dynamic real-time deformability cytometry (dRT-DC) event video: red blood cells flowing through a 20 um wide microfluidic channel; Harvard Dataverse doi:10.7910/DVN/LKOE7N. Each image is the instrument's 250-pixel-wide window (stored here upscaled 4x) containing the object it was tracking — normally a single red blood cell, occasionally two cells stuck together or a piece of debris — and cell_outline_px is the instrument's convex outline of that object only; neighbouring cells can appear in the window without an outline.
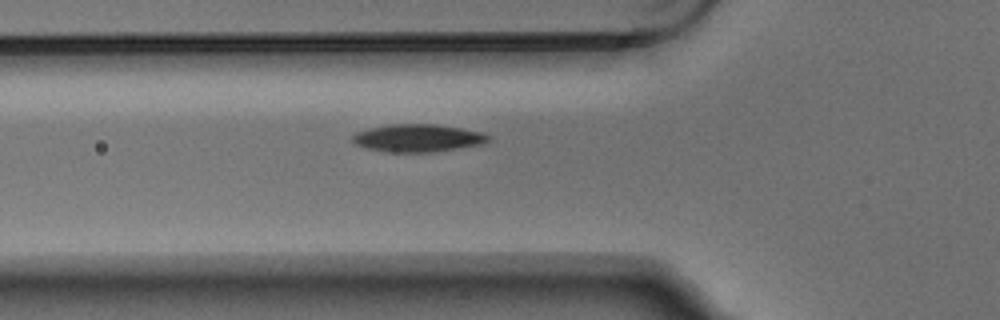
{"species": "Egyptian fruit bat (a non-hibernating species)", "species_latin": "Rousettus aegyptiacus", "temperature_condition": "warm", "stored_images_in_passage": 7, "camera_frame_rate_fps": 3000, "um_per_image_px": 0.085, "animal": {"sex": "male"}, "frame": {"image": 1, "passage_image": 7, "time_ms": 2.0, "image_size_px": [1000, 320], "cell_outline_px": [[492, 140], [484, 144], [432, 152], [388, 152], [364, 148], [356, 144], [352, 140], [352, 136], [356, 132], [368, 128], [388, 124], [436, 124], [484, 132], [492, 136]], "centroid_in_image_um": [35.55, 11.73], "position_along_channel_um": 90.3, "area_um2": 22.2}}